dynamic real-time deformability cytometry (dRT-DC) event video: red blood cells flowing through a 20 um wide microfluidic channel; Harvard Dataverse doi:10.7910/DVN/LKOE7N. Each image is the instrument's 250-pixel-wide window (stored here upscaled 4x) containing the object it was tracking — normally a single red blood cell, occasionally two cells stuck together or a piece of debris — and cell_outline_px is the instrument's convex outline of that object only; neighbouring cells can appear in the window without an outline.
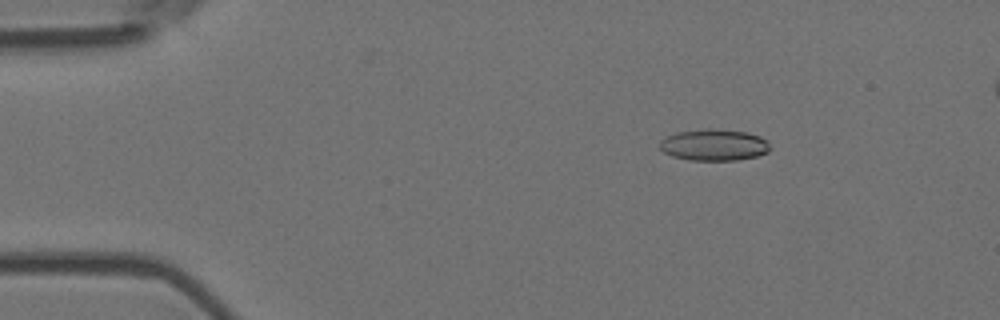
{"species": "Egyptian fruit bat (a non-hibernating species)", "species_latin": "Rousettus aegyptiacus", "temperature_condition": "room temperature", "stored_images_in_passage": 7, "camera_frame_rate_fps": 3000, "um_per_image_px": 0.085, "animal": {"sex": "female"}, "frame": {"image": 1, "passage_image": 3, "time_ms": 0.667, "image_size_px": [1000, 320], "cell_outline_px": [[772, 148], [768, 152], [756, 156], [736, 160], [688, 160], [672, 156], [664, 152], [660, 148], [660, 140], [664, 136], [676, 132], [708, 128], [748, 132], [760, 136], [768, 140]], "centroid_in_image_um": [60.7, 12.31], "position_along_channel_um": 24.3, "area_um2": 20.52}}
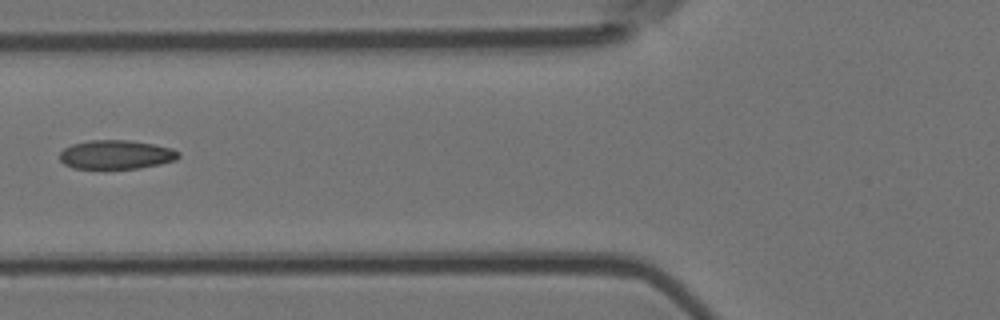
{"frame": {"image": 2, "passage_image": 6, "time_ms": 1.667, "image_size_px": [1000, 320], "cell_outline_px": [[180, 156], [176, 160], [160, 164], [140, 168], [104, 172], [72, 168], [64, 164], [60, 160], [60, 152], [64, 148], [72, 144], [88, 140], [128, 140], [152, 144], [172, 148], [180, 152]], "centroid_in_image_um": [9.83, 13.2], "position_along_channel_um": 116.0, "area_um2": 21.04}}
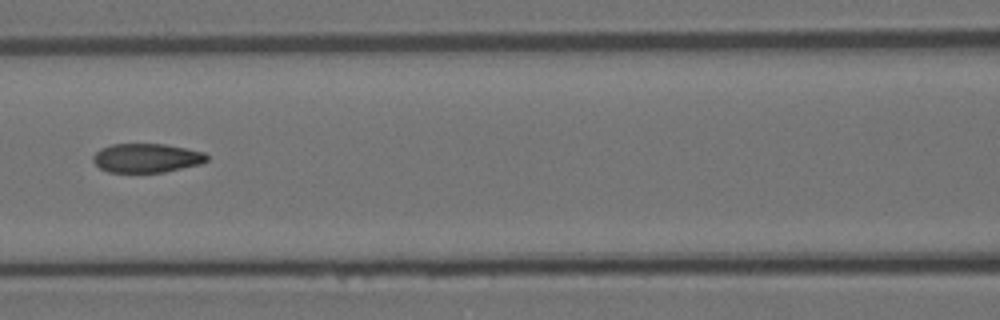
{"frame": {"image": 3, "passage_image": 7, "time_ms": 2.0, "image_size_px": [1000, 320], "cell_outline_px": [[208, 160], [200, 164], [164, 172], [108, 172], [100, 168], [92, 160], [92, 156], [100, 148], [112, 144], [164, 144], [204, 152], [208, 156]], "centroid_in_image_um": [12.44, 13.43], "position_along_channel_um": 154.2, "area_um2": 19.19}}